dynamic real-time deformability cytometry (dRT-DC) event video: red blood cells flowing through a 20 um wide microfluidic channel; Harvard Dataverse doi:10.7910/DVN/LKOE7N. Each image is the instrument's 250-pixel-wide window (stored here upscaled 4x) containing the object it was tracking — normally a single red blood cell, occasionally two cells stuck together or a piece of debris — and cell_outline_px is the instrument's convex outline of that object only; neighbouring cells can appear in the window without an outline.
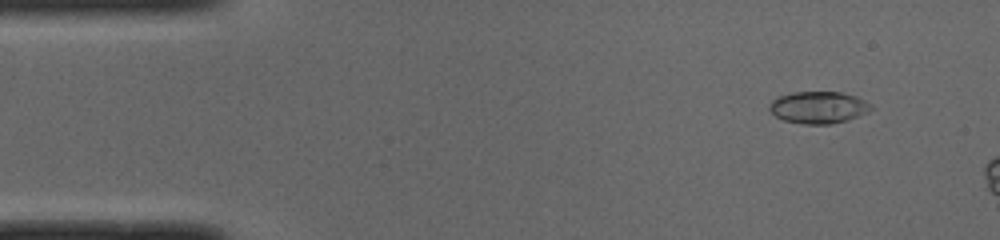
{"species": "common noctule bat (a hibernating species)", "species_latin": "Nyctalus noctula", "temperature_condition": "cold", "stored_images_in_passage": 10, "camera_frame_rate_fps": 3000, "um_per_image_px": 0.085, "animal": {"sex": "male", "body_mass_g": 19.0, "forearm_length_mm": 50.8}, "frame": {"image": 1, "passage_image": 5, "time_ms": 1.333, "image_size_px": [1000, 240], "cell_outline_px": [[872, 108], [868, 112], [848, 120], [828, 124], [804, 124], [784, 120], [776, 116], [768, 108], [768, 104], [772, 100], [780, 96], [792, 92], [840, 92], [856, 96], [872, 104]], "centroid_in_image_um": [69.57, 9.12], "position_along_channel_um": 15.4, "area_um2": 18.9}}